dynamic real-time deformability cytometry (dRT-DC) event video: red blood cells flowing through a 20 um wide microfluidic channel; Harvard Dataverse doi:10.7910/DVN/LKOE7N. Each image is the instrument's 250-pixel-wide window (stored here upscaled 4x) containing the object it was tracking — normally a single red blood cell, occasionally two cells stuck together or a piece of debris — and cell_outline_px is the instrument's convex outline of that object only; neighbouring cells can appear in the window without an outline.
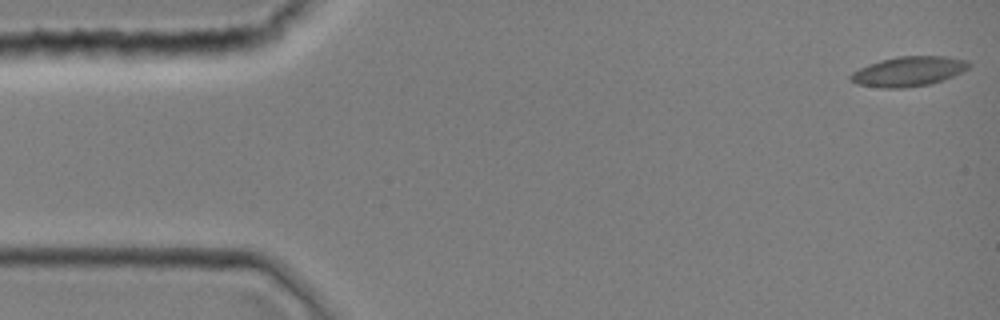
{"species": "common noctule bat (a hibernating species)", "species_latin": "Nyctalus noctula", "temperature_condition": "room temperature", "stored_images_in_passage": 8, "camera_frame_rate_fps": 3000, "um_per_image_px": 0.085, "animal": {"sex": "female", "body_mass_g": 19.0, "forearm_length_mm": 51.5}, "frame": {"image": 1, "passage_image": 1, "time_ms": 0.0, "image_size_px": [1000, 320], "cell_outline_px": [[972, 64], [968, 68], [944, 80], [928, 84], [904, 88], [884, 88], [856, 84], [848, 80], [848, 76], [852, 72], [868, 64], [880, 60], [900, 56], [948, 56], [968, 60]], "centroid_in_image_um": [77.2, 6.06], "position_along_channel_um": 7.8, "area_um2": 20.63}}